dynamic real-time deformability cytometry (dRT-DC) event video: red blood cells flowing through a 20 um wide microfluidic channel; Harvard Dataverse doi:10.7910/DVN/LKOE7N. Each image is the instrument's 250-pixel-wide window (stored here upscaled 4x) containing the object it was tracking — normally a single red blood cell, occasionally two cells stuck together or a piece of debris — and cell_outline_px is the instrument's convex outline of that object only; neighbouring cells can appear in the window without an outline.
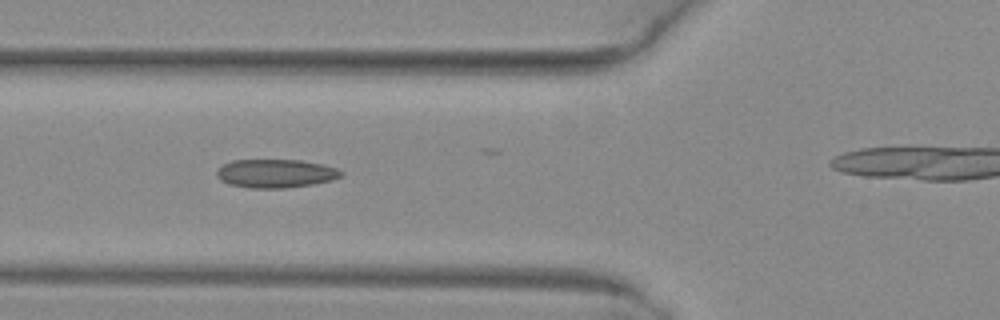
{"species": "common noctule bat (a hibernating species)", "species_latin": "Nyctalus noctula", "temperature_condition": "warm", "stored_images_in_passage": 8, "camera_frame_rate_fps": 3000, "um_per_image_px": 0.085, "animal": {"sex": "female", "body_mass_g": 29.2, "forearm_length_mm": 56.3}, "frame": {"image": 1, "passage_image": 5, "time_ms": 1.333, "image_size_px": [1000, 320], "cell_outline_px": [[344, 172], [340, 176], [332, 180], [312, 184], [284, 188], [248, 188], [228, 184], [220, 180], [216, 176], [216, 168], [232, 160], [300, 160], [320, 164], [336, 168]], "centroid_in_image_um": [23.37, 14.75], "position_along_channel_um": 102.4, "area_um2": 20.69}}
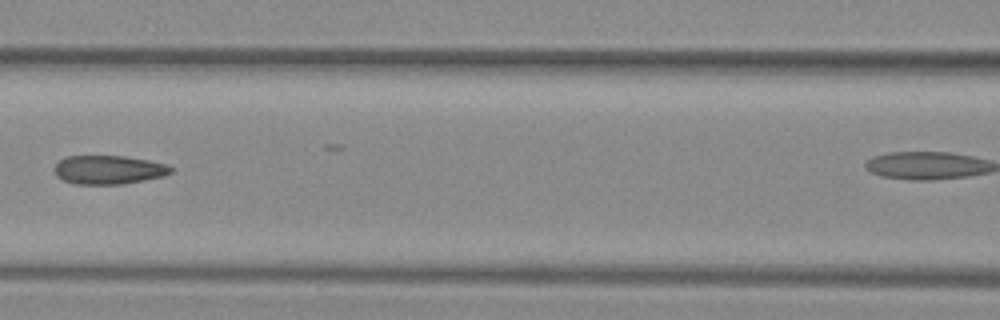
{"frame": {"image": 2, "passage_image": 6, "time_ms": 1.667, "image_size_px": [1000, 320], "cell_outline_px": [[172, 172], [164, 176], [124, 184], [72, 184], [56, 176], [56, 164], [60, 160], [68, 156], [124, 156], [148, 160], [168, 164], [172, 168]], "centroid_in_image_um": [9.26, 14.43], "position_along_channel_um": 157.3, "area_um2": 19.48}}